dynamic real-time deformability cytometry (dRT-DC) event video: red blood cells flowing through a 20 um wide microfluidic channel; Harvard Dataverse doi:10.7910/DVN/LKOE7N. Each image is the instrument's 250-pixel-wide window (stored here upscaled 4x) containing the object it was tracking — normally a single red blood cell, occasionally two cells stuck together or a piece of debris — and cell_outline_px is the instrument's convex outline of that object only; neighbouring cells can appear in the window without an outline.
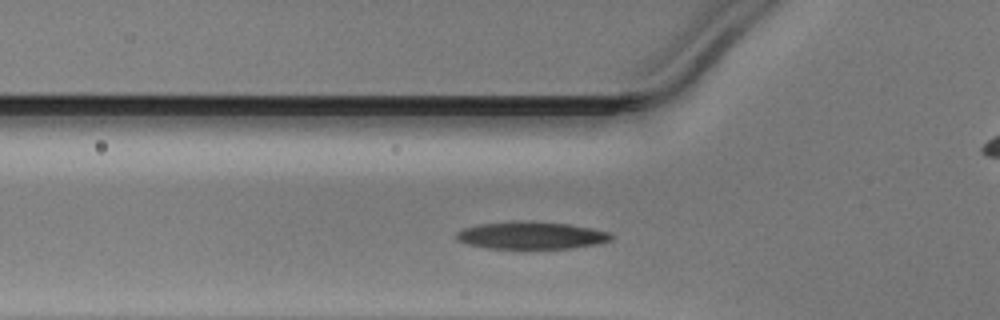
{"species": "Egyptian fruit bat (a non-hibernating species)", "species_latin": "Rousettus aegyptiacus", "temperature_condition": "warm", "stored_images_in_passage": 28, "camera_frame_rate_fps": 3000, "um_per_image_px": 0.085, "animal": {"sex": "male"}, "frame": {"image": 1, "passage_image": 5, "time_ms": 1.333, "image_size_px": [1000, 320], "cell_outline_px": [[612, 240], [596, 244], [572, 248], [488, 248], [464, 244], [456, 240], [456, 232], [464, 228], [476, 224], [512, 220], [524, 220], [568, 224], [592, 228], [608, 232], [612, 236]], "centroid_in_image_um": [45.09, 19.99], "position_along_channel_um": 80.7, "area_um2": 24.97}}
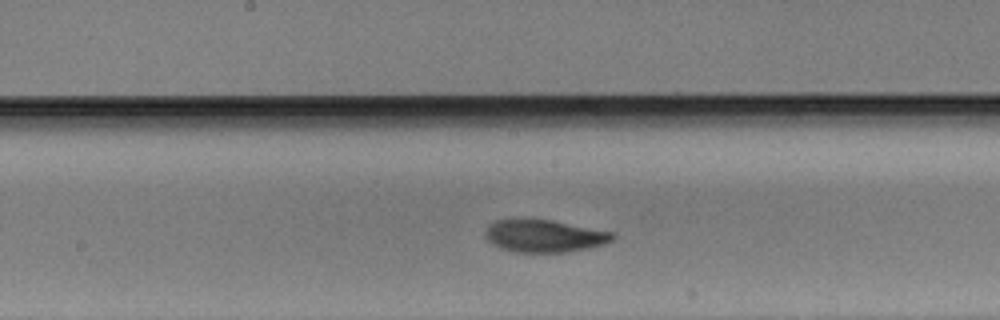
{"frame": {"image": 2, "passage_image": 14, "time_ms": 4.333, "image_size_px": [1000, 320], "cell_outline_px": [[616, 236], [612, 240], [604, 244], [588, 248], [568, 252], [512, 252], [500, 248], [492, 244], [484, 236], [484, 232], [488, 224], [496, 220], [552, 220], [616, 232]], "centroid_in_image_um": [46.28, 20.06], "position_along_channel_um": 201.9, "area_um2": 24.22}}
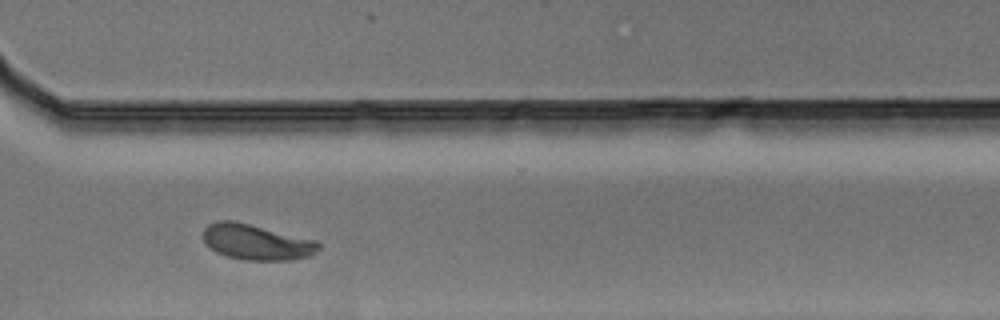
{"frame": {"image": 3, "passage_image": 25, "time_ms": 8.0, "image_size_px": [1000, 320], "cell_outline_px": [[320, 248], [312, 256], [292, 260], [244, 260], [228, 256], [216, 252], [204, 244], [204, 228], [208, 224], [216, 220], [232, 220], [316, 240], [320, 244]], "centroid_in_image_um": [21.8, 20.58], "position_along_channel_um": 348.8, "area_um2": 23.99}}